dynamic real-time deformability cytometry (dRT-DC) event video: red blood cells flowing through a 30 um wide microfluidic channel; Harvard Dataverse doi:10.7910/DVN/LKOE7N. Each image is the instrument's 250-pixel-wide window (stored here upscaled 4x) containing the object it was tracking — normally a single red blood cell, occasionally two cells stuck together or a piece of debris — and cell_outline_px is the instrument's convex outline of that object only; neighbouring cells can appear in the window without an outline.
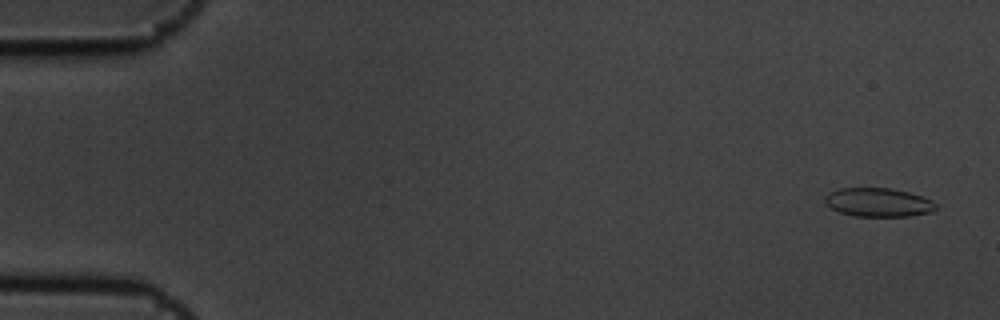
{"species": "common noctule bat (a hibernating species)", "species_latin": "Nyctalus noctula", "temperature_condition": "cold", "stored_images_in_passage": 7, "camera_frame_rate_fps": 3000, "um_per_image_px": 0.085, "animal": {"sex": "male", "body_mass_g": 19.5, "forearm_length_mm": 54.6}, "frame": {"image": 1, "passage_image": 1, "time_ms": 0.0, "image_size_px": [1000, 320], "cell_outline_px": [[936, 208], [932, 212], [908, 216], [856, 216], [840, 212], [824, 204], [824, 196], [828, 192], [840, 188], [892, 188], [908, 192], [932, 200], [936, 204]], "centroid_in_image_um": [74.62, 17.19], "position_along_channel_um": 10.4, "area_um2": 18.61}}
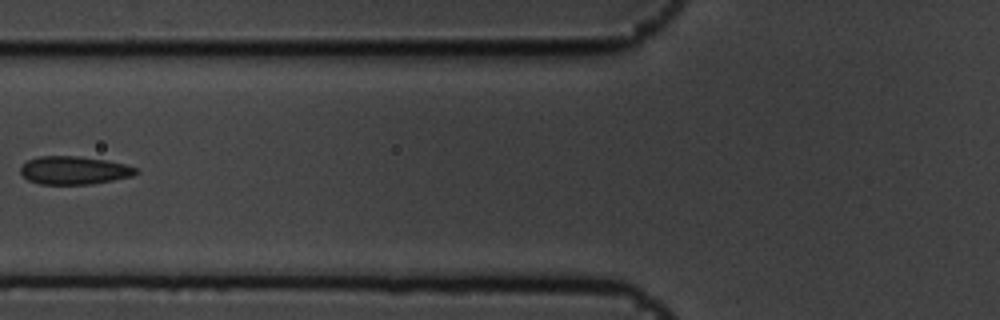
{"frame": {"image": 2, "passage_image": 6, "time_ms": 1.667, "image_size_px": [1000, 320], "cell_outline_px": [[140, 172], [132, 176], [92, 184], [40, 184], [28, 180], [20, 172], [20, 164], [28, 160], [40, 156], [80, 156], [108, 160], [124, 164], [136, 168]], "centroid_in_image_um": [6.29, 14.47], "position_along_channel_um": 119.5, "area_um2": 19.02}}
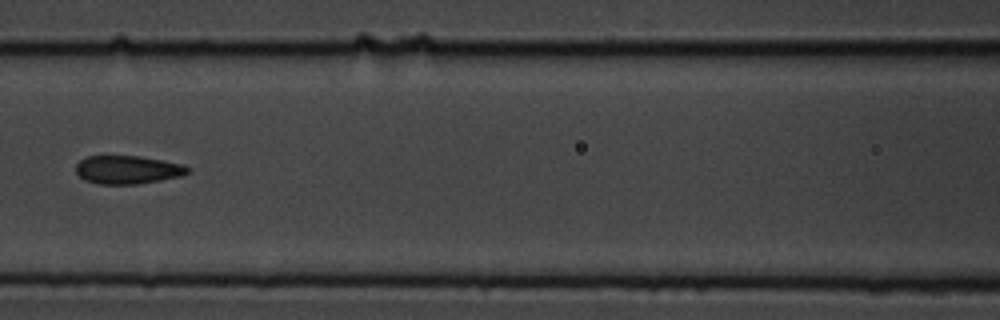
{"frame": {"image": 3, "passage_image": 7, "time_ms": 2.0, "image_size_px": [1000, 320], "cell_outline_px": [[192, 168], [188, 172], [180, 176], [160, 180], [136, 184], [100, 184], [84, 180], [76, 172], [76, 164], [80, 160], [88, 156], [136, 156], [184, 164]], "centroid_in_image_um": [10.85, 14.43], "position_along_channel_um": 155.8, "area_um2": 18.32}}